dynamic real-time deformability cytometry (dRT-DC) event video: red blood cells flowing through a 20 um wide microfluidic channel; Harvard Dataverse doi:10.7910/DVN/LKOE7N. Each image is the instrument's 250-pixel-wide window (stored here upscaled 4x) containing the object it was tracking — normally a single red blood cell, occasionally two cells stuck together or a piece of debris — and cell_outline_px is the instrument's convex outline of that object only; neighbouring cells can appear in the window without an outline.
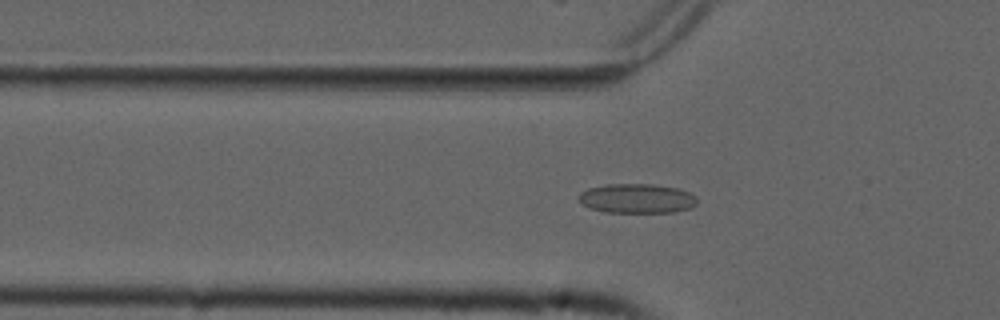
{"species": "common noctule bat (a hibernating species)", "species_latin": "Nyctalus noctula", "temperature_condition": "cold", "stored_images_in_passage": 54, "camera_frame_rate_fps": 3000, "um_per_image_px": 0.085, "animal": {"sex": "male", "forearm_length_mm": 52.5}, "frame": {"image": 1, "passage_image": 18, "time_ms": 5.667, "image_size_px": [1000, 320], "cell_outline_px": [[696, 204], [688, 208], [672, 212], [604, 212], [588, 208], [576, 200], [576, 196], [580, 192], [588, 188], [608, 184], [652, 184], [676, 188], [688, 192], [696, 196]], "centroid_in_image_um": [54.05, 16.87], "position_along_channel_um": 71.8, "area_um2": 20.4}}
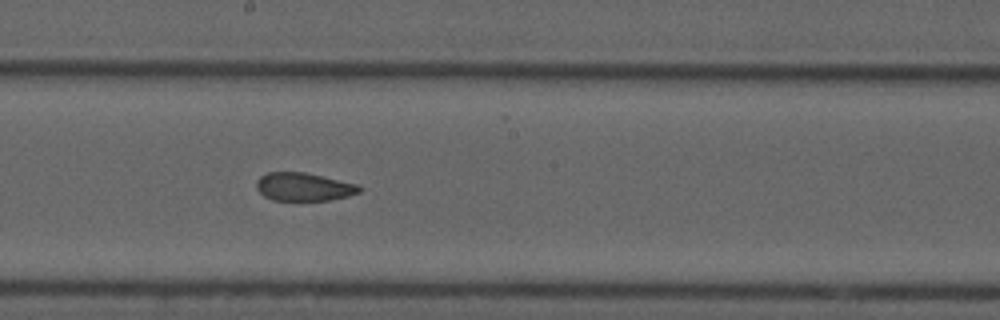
{"frame": {"image": 2, "passage_image": 30, "time_ms": 9.667, "image_size_px": [1000, 320], "cell_outline_px": [[360, 192], [348, 196], [328, 200], [272, 200], [264, 196], [256, 188], [256, 180], [260, 176], [268, 172], [304, 172], [356, 184], [360, 188]], "centroid_in_image_um": [25.76, 15.88], "position_along_channel_um": 222.4, "area_um2": 16.7}}
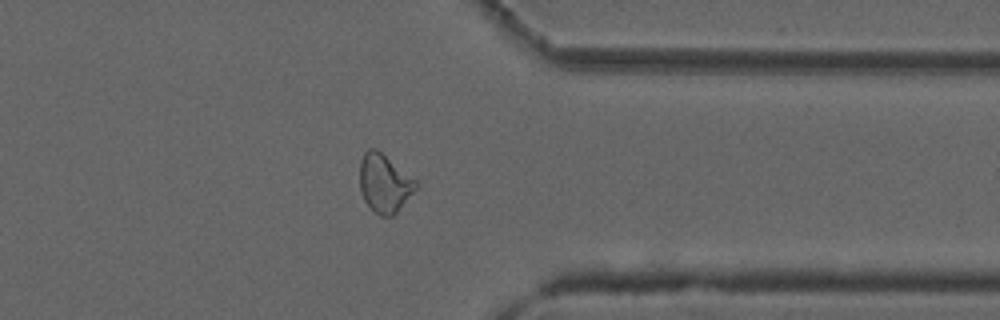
{"frame": {"image": 3, "passage_image": 43, "time_ms": 14.0, "image_size_px": [1000, 320], "cell_outline_px": [[420, 184], [396, 212], [392, 216], [380, 216], [364, 200], [360, 188], [360, 160], [364, 152], [368, 148], [376, 148], [416, 180]], "centroid_in_image_um": [32.67, 15.55], "position_along_channel_um": 378.7, "area_um2": 18.84}, "authors_computed_cell_mechanics": {"area_um2": 19.2474, "velocity_mm_per_s": 3.7663, "shape_relaxation_time_tau1_ms": null, "shape_relaxation_time_tau2_ms": 1.5142, "deformation_change_tau1": null, "deformation_change_tau2": 0.0582}}